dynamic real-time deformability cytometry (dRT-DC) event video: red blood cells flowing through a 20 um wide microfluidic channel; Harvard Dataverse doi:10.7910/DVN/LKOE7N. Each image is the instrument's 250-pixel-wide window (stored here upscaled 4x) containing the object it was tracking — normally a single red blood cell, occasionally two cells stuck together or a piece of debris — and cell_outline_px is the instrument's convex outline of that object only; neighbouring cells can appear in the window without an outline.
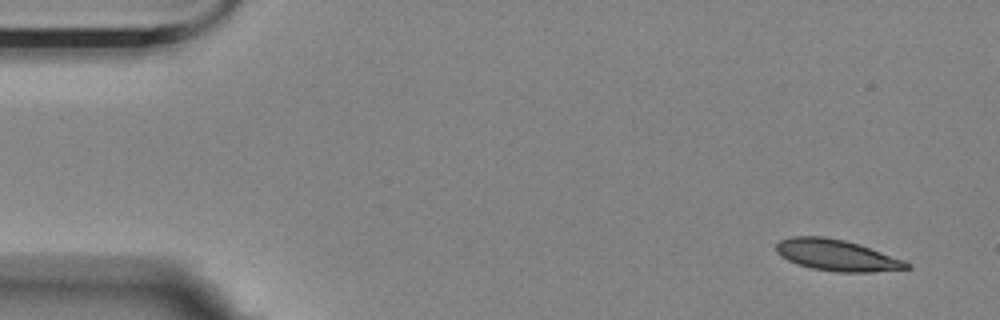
{"species": "Egyptian fruit bat (a non-hibernating species)", "species_latin": "Rousettus aegyptiacus", "temperature_condition": "room temperature", "stored_images_in_passage": 9, "camera_frame_rate_fps": 3000, "um_per_image_px": 0.085, "animal": {"sex": "female"}, "frame": {"image": 1, "passage_image": 1, "time_ms": 0.0, "image_size_px": [1000, 320], "cell_outline_px": [[912, 268], [872, 272], [836, 272], [812, 268], [796, 264], [780, 256], [776, 252], [776, 244], [780, 240], [792, 236], [824, 236], [844, 240], [860, 244], [904, 260], [912, 264]], "centroid_in_image_um": [71.13, 21.69], "position_along_channel_um": 13.9, "area_um2": 23.93}}
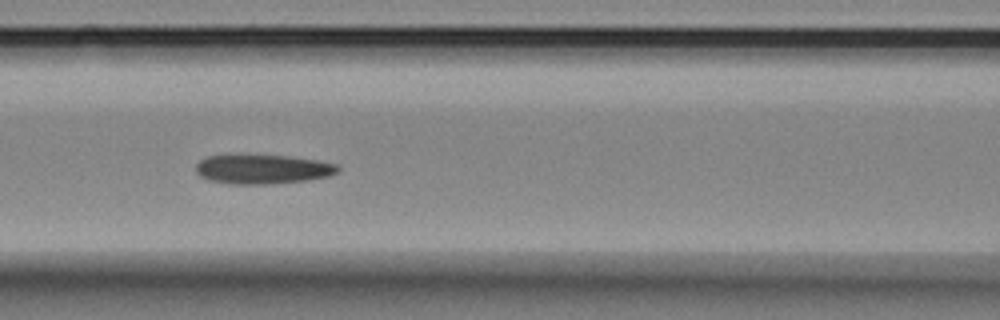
{"frame": {"image": 2, "passage_image": 6, "time_ms": 1.667, "image_size_px": [1000, 320], "cell_outline_px": [[340, 172], [328, 176], [308, 180], [268, 184], [228, 184], [208, 180], [200, 176], [196, 172], [196, 164], [200, 160], [208, 156], [288, 156], [316, 160], [336, 164], [340, 168]], "centroid_in_image_um": [22.33, 14.4], "position_along_channel_um": 144.3, "area_um2": 24.04}}
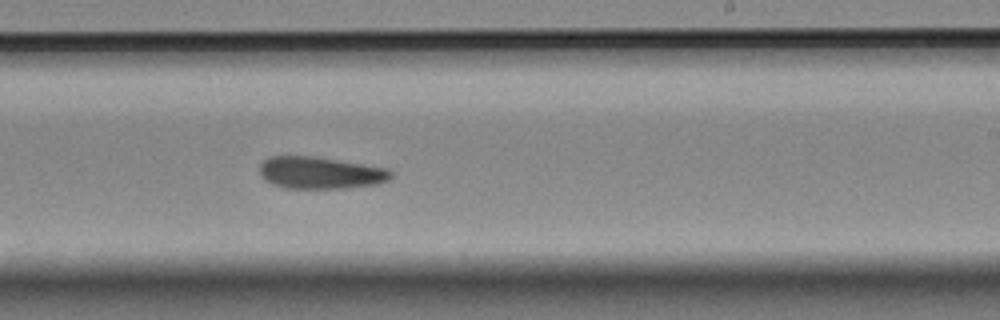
{"frame": {"image": 3, "passage_image": 9, "time_ms": 2.667, "image_size_px": [1000, 320], "cell_outline_px": [[392, 176], [388, 180], [376, 184], [344, 188], [284, 188], [272, 184], [264, 180], [260, 172], [260, 164], [268, 156], [312, 156], [388, 168], [392, 172]], "centroid_in_image_um": [27.2, 14.69], "position_along_channel_um": 261.8, "area_um2": 24.45}}